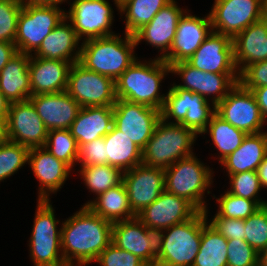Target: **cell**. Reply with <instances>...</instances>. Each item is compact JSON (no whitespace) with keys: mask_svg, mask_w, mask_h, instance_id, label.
I'll list each match as a JSON object with an SVG mask.
<instances>
[{"mask_svg":"<svg viewBox=\"0 0 267 266\" xmlns=\"http://www.w3.org/2000/svg\"><path fill=\"white\" fill-rule=\"evenodd\" d=\"M112 225L84 205L65 219L60 229L61 250L66 265L86 266L96 261L111 243Z\"/></svg>","mask_w":267,"mask_h":266,"instance_id":"obj_1","label":"cell"},{"mask_svg":"<svg viewBox=\"0 0 267 266\" xmlns=\"http://www.w3.org/2000/svg\"><path fill=\"white\" fill-rule=\"evenodd\" d=\"M136 59L115 81L117 99L144 104L161 111L166 94L160 93L161 81L170 66L162 59Z\"/></svg>","mask_w":267,"mask_h":266,"instance_id":"obj_2","label":"cell"},{"mask_svg":"<svg viewBox=\"0 0 267 266\" xmlns=\"http://www.w3.org/2000/svg\"><path fill=\"white\" fill-rule=\"evenodd\" d=\"M124 35V40L115 34L83 41L78 63L87 70L109 76L116 81L138 58L134 55V37L126 33Z\"/></svg>","mask_w":267,"mask_h":266,"instance_id":"obj_3","label":"cell"},{"mask_svg":"<svg viewBox=\"0 0 267 266\" xmlns=\"http://www.w3.org/2000/svg\"><path fill=\"white\" fill-rule=\"evenodd\" d=\"M198 135L182 124L158 122L142 150V164L167 169L180 159L194 154L192 146Z\"/></svg>","mask_w":267,"mask_h":266,"instance_id":"obj_4","label":"cell"},{"mask_svg":"<svg viewBox=\"0 0 267 266\" xmlns=\"http://www.w3.org/2000/svg\"><path fill=\"white\" fill-rule=\"evenodd\" d=\"M202 211L158 232L155 266H193L201 244Z\"/></svg>","mask_w":267,"mask_h":266,"instance_id":"obj_5","label":"cell"},{"mask_svg":"<svg viewBox=\"0 0 267 266\" xmlns=\"http://www.w3.org/2000/svg\"><path fill=\"white\" fill-rule=\"evenodd\" d=\"M195 155L183 158L165 169V190L191 202L199 211L207 209L203 199L213 183V172Z\"/></svg>","mask_w":267,"mask_h":266,"instance_id":"obj_6","label":"cell"},{"mask_svg":"<svg viewBox=\"0 0 267 266\" xmlns=\"http://www.w3.org/2000/svg\"><path fill=\"white\" fill-rule=\"evenodd\" d=\"M37 209L29 239L34 266H67L61 250V229L51 200H37Z\"/></svg>","mask_w":267,"mask_h":266,"instance_id":"obj_7","label":"cell"},{"mask_svg":"<svg viewBox=\"0 0 267 266\" xmlns=\"http://www.w3.org/2000/svg\"><path fill=\"white\" fill-rule=\"evenodd\" d=\"M168 90L161 109V119L166 122L173 119L169 123L182 124L197 135L203 134L216 113V106L202 95L179 88L175 83Z\"/></svg>","mask_w":267,"mask_h":266,"instance_id":"obj_8","label":"cell"},{"mask_svg":"<svg viewBox=\"0 0 267 266\" xmlns=\"http://www.w3.org/2000/svg\"><path fill=\"white\" fill-rule=\"evenodd\" d=\"M64 18L65 10L59 6L23 5L14 42L17 51L32 55Z\"/></svg>","mask_w":267,"mask_h":266,"instance_id":"obj_9","label":"cell"},{"mask_svg":"<svg viewBox=\"0 0 267 266\" xmlns=\"http://www.w3.org/2000/svg\"><path fill=\"white\" fill-rule=\"evenodd\" d=\"M66 92L81 107L114 106L117 101L115 80L87 70L78 62L70 68Z\"/></svg>","mask_w":267,"mask_h":266,"instance_id":"obj_10","label":"cell"},{"mask_svg":"<svg viewBox=\"0 0 267 266\" xmlns=\"http://www.w3.org/2000/svg\"><path fill=\"white\" fill-rule=\"evenodd\" d=\"M70 5L65 17L80 40L115 35L111 30L114 11L108 0H74Z\"/></svg>","mask_w":267,"mask_h":266,"instance_id":"obj_11","label":"cell"},{"mask_svg":"<svg viewBox=\"0 0 267 266\" xmlns=\"http://www.w3.org/2000/svg\"><path fill=\"white\" fill-rule=\"evenodd\" d=\"M114 126L143 150L161 120V111L140 103L117 99L113 106Z\"/></svg>","mask_w":267,"mask_h":266,"instance_id":"obj_12","label":"cell"},{"mask_svg":"<svg viewBox=\"0 0 267 266\" xmlns=\"http://www.w3.org/2000/svg\"><path fill=\"white\" fill-rule=\"evenodd\" d=\"M262 0H215L211 11L212 31L233 39L251 24L262 20Z\"/></svg>","mask_w":267,"mask_h":266,"instance_id":"obj_13","label":"cell"},{"mask_svg":"<svg viewBox=\"0 0 267 266\" xmlns=\"http://www.w3.org/2000/svg\"><path fill=\"white\" fill-rule=\"evenodd\" d=\"M216 113L247 134L263 132L262 128L267 123L252 91L244 88L239 82L216 106Z\"/></svg>","mask_w":267,"mask_h":266,"instance_id":"obj_14","label":"cell"},{"mask_svg":"<svg viewBox=\"0 0 267 266\" xmlns=\"http://www.w3.org/2000/svg\"><path fill=\"white\" fill-rule=\"evenodd\" d=\"M171 73L177 74L184 84L177 87L202 95L206 100L217 106L238 83L239 74H217L198 70L186 61L170 66ZM212 94V97H210ZM208 96V97H207ZM210 97V98H209Z\"/></svg>","mask_w":267,"mask_h":266,"instance_id":"obj_15","label":"cell"},{"mask_svg":"<svg viewBox=\"0 0 267 266\" xmlns=\"http://www.w3.org/2000/svg\"><path fill=\"white\" fill-rule=\"evenodd\" d=\"M48 135L43 120L30 100L10 104L5 138L30 148L44 147Z\"/></svg>","mask_w":267,"mask_h":266,"instance_id":"obj_16","label":"cell"},{"mask_svg":"<svg viewBox=\"0 0 267 266\" xmlns=\"http://www.w3.org/2000/svg\"><path fill=\"white\" fill-rule=\"evenodd\" d=\"M199 210L188 200L164 190L137 218L151 231L160 232L193 218Z\"/></svg>","mask_w":267,"mask_h":266,"instance_id":"obj_17","label":"cell"},{"mask_svg":"<svg viewBox=\"0 0 267 266\" xmlns=\"http://www.w3.org/2000/svg\"><path fill=\"white\" fill-rule=\"evenodd\" d=\"M111 243L138 256L148 266H155L158 233L148 229L137 217L113 223Z\"/></svg>","mask_w":267,"mask_h":266,"instance_id":"obj_18","label":"cell"},{"mask_svg":"<svg viewBox=\"0 0 267 266\" xmlns=\"http://www.w3.org/2000/svg\"><path fill=\"white\" fill-rule=\"evenodd\" d=\"M132 211L137 215L165 190V169L140 164L123 172Z\"/></svg>","mask_w":267,"mask_h":266,"instance_id":"obj_19","label":"cell"},{"mask_svg":"<svg viewBox=\"0 0 267 266\" xmlns=\"http://www.w3.org/2000/svg\"><path fill=\"white\" fill-rule=\"evenodd\" d=\"M212 33L210 15L198 17L185 11L180 17L174 41L168 54L162 59L169 66L187 61Z\"/></svg>","mask_w":267,"mask_h":266,"instance_id":"obj_20","label":"cell"},{"mask_svg":"<svg viewBox=\"0 0 267 266\" xmlns=\"http://www.w3.org/2000/svg\"><path fill=\"white\" fill-rule=\"evenodd\" d=\"M186 62L204 72L239 74L234 62L232 39L213 31Z\"/></svg>","mask_w":267,"mask_h":266,"instance_id":"obj_21","label":"cell"},{"mask_svg":"<svg viewBox=\"0 0 267 266\" xmlns=\"http://www.w3.org/2000/svg\"><path fill=\"white\" fill-rule=\"evenodd\" d=\"M176 3L175 0H172L149 23L133 35L136 46L144 40L147 44L162 51L157 58L163 59L168 54L174 41L178 21L183 13L188 10L179 8Z\"/></svg>","mask_w":267,"mask_h":266,"instance_id":"obj_22","label":"cell"},{"mask_svg":"<svg viewBox=\"0 0 267 266\" xmlns=\"http://www.w3.org/2000/svg\"><path fill=\"white\" fill-rule=\"evenodd\" d=\"M28 164L40 184L38 200H50V193L62 188L72 170L44 147L29 149Z\"/></svg>","mask_w":267,"mask_h":266,"instance_id":"obj_23","label":"cell"},{"mask_svg":"<svg viewBox=\"0 0 267 266\" xmlns=\"http://www.w3.org/2000/svg\"><path fill=\"white\" fill-rule=\"evenodd\" d=\"M32 102L46 129H70L81 106L66 91L31 95Z\"/></svg>","mask_w":267,"mask_h":266,"instance_id":"obj_24","label":"cell"},{"mask_svg":"<svg viewBox=\"0 0 267 266\" xmlns=\"http://www.w3.org/2000/svg\"><path fill=\"white\" fill-rule=\"evenodd\" d=\"M72 64L64 60L44 59L30 55L31 95L66 91Z\"/></svg>","mask_w":267,"mask_h":266,"instance_id":"obj_25","label":"cell"},{"mask_svg":"<svg viewBox=\"0 0 267 266\" xmlns=\"http://www.w3.org/2000/svg\"><path fill=\"white\" fill-rule=\"evenodd\" d=\"M80 41L81 40L73 29L72 24H69L68 19L65 17L43 39L39 48L32 54L38 58L64 60L71 63H77L82 46L78 45Z\"/></svg>","mask_w":267,"mask_h":266,"instance_id":"obj_26","label":"cell"},{"mask_svg":"<svg viewBox=\"0 0 267 266\" xmlns=\"http://www.w3.org/2000/svg\"><path fill=\"white\" fill-rule=\"evenodd\" d=\"M234 62L240 73L250 64L267 60V22L251 24L232 39Z\"/></svg>","mask_w":267,"mask_h":266,"instance_id":"obj_27","label":"cell"},{"mask_svg":"<svg viewBox=\"0 0 267 266\" xmlns=\"http://www.w3.org/2000/svg\"><path fill=\"white\" fill-rule=\"evenodd\" d=\"M114 125L113 106L81 107L70 127L78 146L105 137Z\"/></svg>","mask_w":267,"mask_h":266,"instance_id":"obj_28","label":"cell"},{"mask_svg":"<svg viewBox=\"0 0 267 266\" xmlns=\"http://www.w3.org/2000/svg\"><path fill=\"white\" fill-rule=\"evenodd\" d=\"M29 60L30 54L17 52L0 71V91L10 103L31 96Z\"/></svg>","mask_w":267,"mask_h":266,"instance_id":"obj_29","label":"cell"},{"mask_svg":"<svg viewBox=\"0 0 267 266\" xmlns=\"http://www.w3.org/2000/svg\"><path fill=\"white\" fill-rule=\"evenodd\" d=\"M267 155V132L247 134L242 144L221 165L228 175L245 171H256Z\"/></svg>","mask_w":267,"mask_h":266,"instance_id":"obj_30","label":"cell"},{"mask_svg":"<svg viewBox=\"0 0 267 266\" xmlns=\"http://www.w3.org/2000/svg\"><path fill=\"white\" fill-rule=\"evenodd\" d=\"M103 219L115 223L129 220L137 215L132 211L124 183L99 194L84 204Z\"/></svg>","mask_w":267,"mask_h":266,"instance_id":"obj_31","label":"cell"},{"mask_svg":"<svg viewBox=\"0 0 267 266\" xmlns=\"http://www.w3.org/2000/svg\"><path fill=\"white\" fill-rule=\"evenodd\" d=\"M106 147V164L129 171L142 164V150L114 125L104 137Z\"/></svg>","mask_w":267,"mask_h":266,"instance_id":"obj_32","label":"cell"},{"mask_svg":"<svg viewBox=\"0 0 267 266\" xmlns=\"http://www.w3.org/2000/svg\"><path fill=\"white\" fill-rule=\"evenodd\" d=\"M208 208L202 212L201 244L193 266H227V239L208 224Z\"/></svg>","mask_w":267,"mask_h":266,"instance_id":"obj_33","label":"cell"},{"mask_svg":"<svg viewBox=\"0 0 267 266\" xmlns=\"http://www.w3.org/2000/svg\"><path fill=\"white\" fill-rule=\"evenodd\" d=\"M172 0H122L119 3L120 15L125 14V33L133 36L139 29Z\"/></svg>","mask_w":267,"mask_h":266,"instance_id":"obj_34","label":"cell"},{"mask_svg":"<svg viewBox=\"0 0 267 266\" xmlns=\"http://www.w3.org/2000/svg\"><path fill=\"white\" fill-rule=\"evenodd\" d=\"M209 133L212 142L219 151L221 163L242 144L247 133L232 126L215 113L203 133Z\"/></svg>","mask_w":267,"mask_h":266,"instance_id":"obj_35","label":"cell"},{"mask_svg":"<svg viewBox=\"0 0 267 266\" xmlns=\"http://www.w3.org/2000/svg\"><path fill=\"white\" fill-rule=\"evenodd\" d=\"M79 172L87 189L95 196L123 182V172L108 164L81 167Z\"/></svg>","mask_w":267,"mask_h":266,"instance_id":"obj_36","label":"cell"},{"mask_svg":"<svg viewBox=\"0 0 267 266\" xmlns=\"http://www.w3.org/2000/svg\"><path fill=\"white\" fill-rule=\"evenodd\" d=\"M44 148L71 169L78 160L79 146L69 129L49 130Z\"/></svg>","mask_w":267,"mask_h":266,"instance_id":"obj_37","label":"cell"},{"mask_svg":"<svg viewBox=\"0 0 267 266\" xmlns=\"http://www.w3.org/2000/svg\"><path fill=\"white\" fill-rule=\"evenodd\" d=\"M28 153L26 146L6 138L0 141V182L16 174L28 163Z\"/></svg>","mask_w":267,"mask_h":266,"instance_id":"obj_38","label":"cell"},{"mask_svg":"<svg viewBox=\"0 0 267 266\" xmlns=\"http://www.w3.org/2000/svg\"><path fill=\"white\" fill-rule=\"evenodd\" d=\"M230 179V189L228 192L245 199L255 201L260 207L267 205L266 200L260 199L257 195L262 187L256 171H245L228 175Z\"/></svg>","mask_w":267,"mask_h":266,"instance_id":"obj_39","label":"cell"},{"mask_svg":"<svg viewBox=\"0 0 267 266\" xmlns=\"http://www.w3.org/2000/svg\"><path fill=\"white\" fill-rule=\"evenodd\" d=\"M216 202L219 206L215 216L226 218L247 219L260 208L255 201L235 196L228 191L216 198Z\"/></svg>","mask_w":267,"mask_h":266,"instance_id":"obj_40","label":"cell"},{"mask_svg":"<svg viewBox=\"0 0 267 266\" xmlns=\"http://www.w3.org/2000/svg\"><path fill=\"white\" fill-rule=\"evenodd\" d=\"M245 241L258 253L267 248V205L244 219Z\"/></svg>","mask_w":267,"mask_h":266,"instance_id":"obj_41","label":"cell"},{"mask_svg":"<svg viewBox=\"0 0 267 266\" xmlns=\"http://www.w3.org/2000/svg\"><path fill=\"white\" fill-rule=\"evenodd\" d=\"M22 7L19 0H0V41L15 42Z\"/></svg>","mask_w":267,"mask_h":266,"instance_id":"obj_42","label":"cell"},{"mask_svg":"<svg viewBox=\"0 0 267 266\" xmlns=\"http://www.w3.org/2000/svg\"><path fill=\"white\" fill-rule=\"evenodd\" d=\"M259 253L245 240H227V266H256Z\"/></svg>","mask_w":267,"mask_h":266,"instance_id":"obj_43","label":"cell"},{"mask_svg":"<svg viewBox=\"0 0 267 266\" xmlns=\"http://www.w3.org/2000/svg\"><path fill=\"white\" fill-rule=\"evenodd\" d=\"M100 266H148L138 256L131 252L119 249L110 243L95 261Z\"/></svg>","mask_w":267,"mask_h":266,"instance_id":"obj_44","label":"cell"},{"mask_svg":"<svg viewBox=\"0 0 267 266\" xmlns=\"http://www.w3.org/2000/svg\"><path fill=\"white\" fill-rule=\"evenodd\" d=\"M77 163H80V167L105 165L106 147L104 137H100L79 147Z\"/></svg>","mask_w":267,"mask_h":266,"instance_id":"obj_45","label":"cell"},{"mask_svg":"<svg viewBox=\"0 0 267 266\" xmlns=\"http://www.w3.org/2000/svg\"><path fill=\"white\" fill-rule=\"evenodd\" d=\"M238 82L248 90L267 86V60L253 63L245 67L239 73Z\"/></svg>","mask_w":267,"mask_h":266,"instance_id":"obj_46","label":"cell"},{"mask_svg":"<svg viewBox=\"0 0 267 266\" xmlns=\"http://www.w3.org/2000/svg\"><path fill=\"white\" fill-rule=\"evenodd\" d=\"M209 224L219 234L228 239H241L245 240V225L244 219L226 218L221 216H213Z\"/></svg>","mask_w":267,"mask_h":266,"instance_id":"obj_47","label":"cell"},{"mask_svg":"<svg viewBox=\"0 0 267 266\" xmlns=\"http://www.w3.org/2000/svg\"><path fill=\"white\" fill-rule=\"evenodd\" d=\"M17 52L14 43L0 41V71Z\"/></svg>","mask_w":267,"mask_h":266,"instance_id":"obj_48","label":"cell"},{"mask_svg":"<svg viewBox=\"0 0 267 266\" xmlns=\"http://www.w3.org/2000/svg\"><path fill=\"white\" fill-rule=\"evenodd\" d=\"M251 91L256 98L262 116L267 122V86L253 88Z\"/></svg>","mask_w":267,"mask_h":266,"instance_id":"obj_49","label":"cell"},{"mask_svg":"<svg viewBox=\"0 0 267 266\" xmlns=\"http://www.w3.org/2000/svg\"><path fill=\"white\" fill-rule=\"evenodd\" d=\"M256 172L262 189H267V155L264 157L263 161L258 166Z\"/></svg>","mask_w":267,"mask_h":266,"instance_id":"obj_50","label":"cell"},{"mask_svg":"<svg viewBox=\"0 0 267 266\" xmlns=\"http://www.w3.org/2000/svg\"><path fill=\"white\" fill-rule=\"evenodd\" d=\"M22 5L58 6L67 0H19Z\"/></svg>","mask_w":267,"mask_h":266,"instance_id":"obj_51","label":"cell"},{"mask_svg":"<svg viewBox=\"0 0 267 266\" xmlns=\"http://www.w3.org/2000/svg\"><path fill=\"white\" fill-rule=\"evenodd\" d=\"M10 102L7 98L2 94L0 91V121L5 125L9 109H10Z\"/></svg>","mask_w":267,"mask_h":266,"instance_id":"obj_52","label":"cell"},{"mask_svg":"<svg viewBox=\"0 0 267 266\" xmlns=\"http://www.w3.org/2000/svg\"><path fill=\"white\" fill-rule=\"evenodd\" d=\"M258 265L267 266V248L259 252Z\"/></svg>","mask_w":267,"mask_h":266,"instance_id":"obj_53","label":"cell"},{"mask_svg":"<svg viewBox=\"0 0 267 266\" xmlns=\"http://www.w3.org/2000/svg\"><path fill=\"white\" fill-rule=\"evenodd\" d=\"M263 1L262 19L267 22V0Z\"/></svg>","mask_w":267,"mask_h":266,"instance_id":"obj_54","label":"cell"},{"mask_svg":"<svg viewBox=\"0 0 267 266\" xmlns=\"http://www.w3.org/2000/svg\"><path fill=\"white\" fill-rule=\"evenodd\" d=\"M5 139V125L0 121V141Z\"/></svg>","mask_w":267,"mask_h":266,"instance_id":"obj_55","label":"cell"},{"mask_svg":"<svg viewBox=\"0 0 267 266\" xmlns=\"http://www.w3.org/2000/svg\"><path fill=\"white\" fill-rule=\"evenodd\" d=\"M122 0H114V4L116 5V9H118L119 11V3L121 2Z\"/></svg>","mask_w":267,"mask_h":266,"instance_id":"obj_56","label":"cell"}]
</instances>
